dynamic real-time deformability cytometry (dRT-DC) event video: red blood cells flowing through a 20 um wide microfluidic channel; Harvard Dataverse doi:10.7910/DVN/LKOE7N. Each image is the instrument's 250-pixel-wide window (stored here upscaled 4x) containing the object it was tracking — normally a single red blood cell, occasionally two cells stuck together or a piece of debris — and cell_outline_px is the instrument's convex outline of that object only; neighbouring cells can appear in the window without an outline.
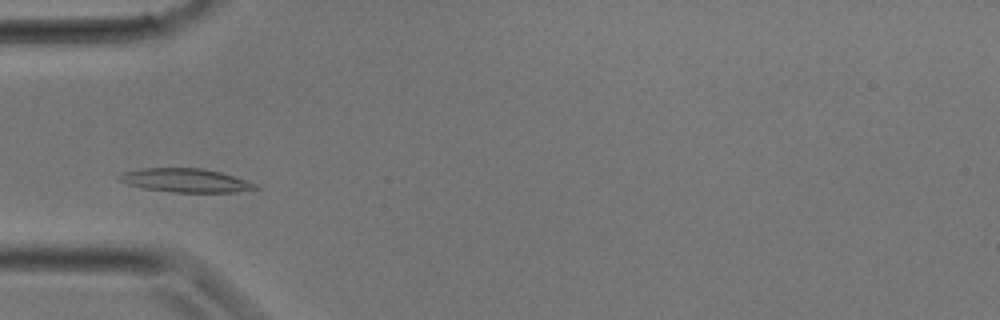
{"species": "common noctule bat (a hibernating species)", "species_latin": "Nyctalus noctula", "temperature_condition": "room temperature", "stored_images_in_passage": 26, "camera_frame_rate_fps": 3000, "um_per_image_px": 0.085, "animal": {"sex": "male", "body_mass_g": 17.9}, "frame": {"image": 1, "passage_image": 5, "time_ms": 1.333, "image_size_px": [1000, 320], "cell_outline_px": [[260, 188], [236, 192], [172, 192], [144, 188], [128, 184], [120, 180], [116, 176], [124, 172], [144, 168], [200, 168], [220, 172], [256, 184]], "centroid_in_image_um": [15.76, 15.33], "position_along_channel_um": 69.2, "area_um2": 18.5}}
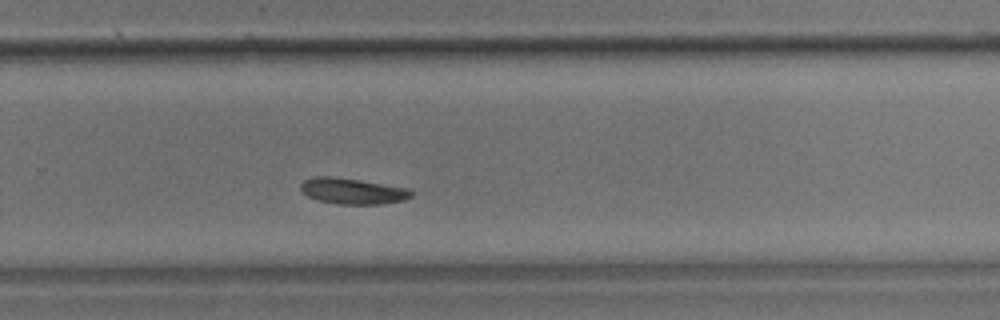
{"frame": {"image": 2, "passage_image": 16, "time_ms": 5.0, "image_size_px": [1000, 320], "cell_outline_px": [[412, 196], [404, 200], [380, 204], [336, 204], [316, 200], [308, 196], [300, 188], [300, 184], [304, 180], [312, 176], [332, 176], [360, 180], [408, 188], [412, 192]], "centroid_in_image_um": [29.94, 16.24], "position_along_channel_um": 299.9, "area_um2": 16.76}}
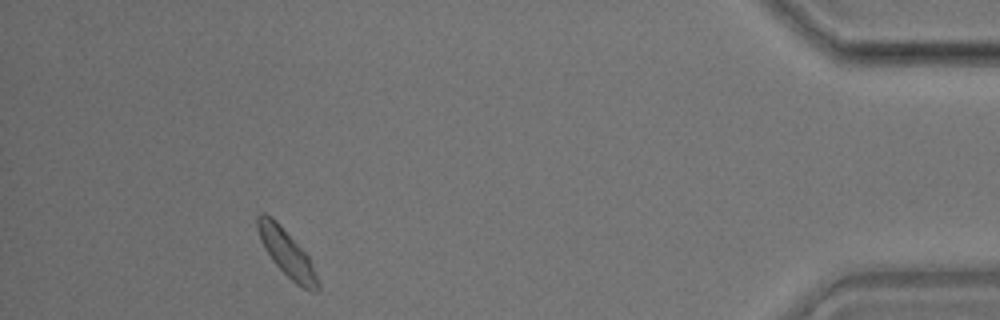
{"frame": {"image": 3, "passage_image": 24, "time_ms": 7.667, "image_size_px": [1000, 320], "cell_outline_px": [[320, 288], [316, 292], [312, 292], [296, 284], [272, 260], [264, 248], [260, 240], [256, 228], [256, 216], [260, 212], [264, 212], [272, 216], [284, 228], [308, 256], [312, 264], [320, 284]], "centroid_in_image_um": [24.34, 21.47], "position_along_channel_um": 410.9, "area_um2": 16.53}}